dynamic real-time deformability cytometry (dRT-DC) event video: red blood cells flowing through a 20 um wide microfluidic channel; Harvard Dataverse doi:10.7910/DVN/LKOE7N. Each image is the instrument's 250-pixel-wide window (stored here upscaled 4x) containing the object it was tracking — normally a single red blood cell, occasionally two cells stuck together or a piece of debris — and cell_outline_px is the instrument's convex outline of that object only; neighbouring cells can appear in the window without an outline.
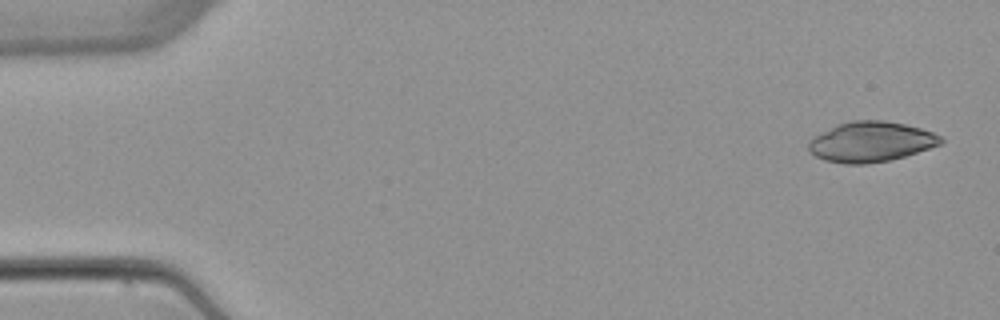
{"species": "common noctule bat (a hibernating species)", "species_latin": "Nyctalus noctula", "temperature_condition": "warm", "stored_images_in_passage": 7, "camera_frame_rate_fps": 3000, "um_per_image_px": 0.085, "animal": {"sex": "female", "body_mass_g": 22.7, "forearm_length_mm": 54.2}, "frame": {"image": 1, "passage_image": 1, "time_ms": 0.0, "image_size_px": [1000, 320], "cell_outline_px": [[944, 140], [940, 144], [892, 160], [868, 164], [844, 164], [824, 160], [808, 152], [808, 140], [836, 124], [852, 120], [884, 120], [904, 124], [920, 128], [932, 132], [940, 136]], "centroid_in_image_um": [73.98, 12.06], "position_along_channel_um": 11.0, "area_um2": 31.04}}